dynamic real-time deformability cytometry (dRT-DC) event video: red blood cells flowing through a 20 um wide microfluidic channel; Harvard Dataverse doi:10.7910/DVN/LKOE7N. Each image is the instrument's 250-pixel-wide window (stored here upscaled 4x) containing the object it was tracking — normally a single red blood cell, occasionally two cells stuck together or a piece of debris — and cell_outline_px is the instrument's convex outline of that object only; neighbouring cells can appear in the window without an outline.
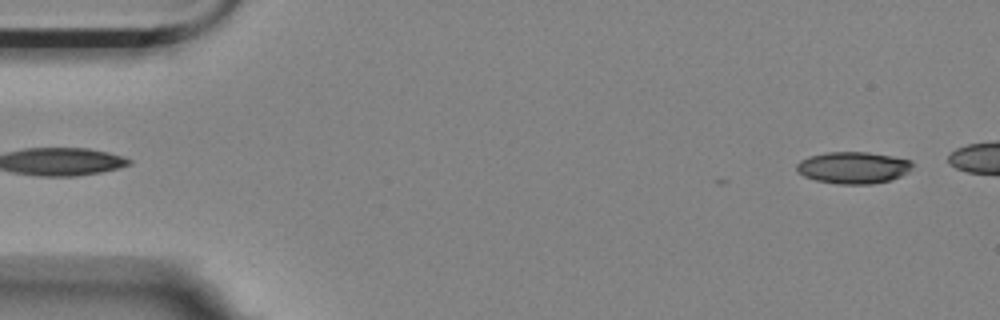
{"species": "Egyptian fruit bat (a non-hibernating species)", "species_latin": "Rousettus aegyptiacus", "temperature_condition": "room temperature", "stored_images_in_passage": 2, "segment_of_instrument_passage": [2, 2], "camera_frame_rate_fps": 3000, "um_per_image_px": 0.085, "animal": {"sex": "female"}, "frame": {"image": 1, "passage_image": 2, "time_ms": 0.333, "image_size_px": [1000, 320], "cell_outline_px": [[912, 164], [908, 172], [900, 176], [888, 180], [872, 184], [840, 184], [816, 180], [804, 176], [796, 168], [796, 164], [800, 160], [808, 156], [828, 152], [868, 152], [892, 156], [912, 160]], "centroid_in_image_um": [72.51, 14.24], "position_along_channel_um": 12.5, "area_um2": 21.33}}